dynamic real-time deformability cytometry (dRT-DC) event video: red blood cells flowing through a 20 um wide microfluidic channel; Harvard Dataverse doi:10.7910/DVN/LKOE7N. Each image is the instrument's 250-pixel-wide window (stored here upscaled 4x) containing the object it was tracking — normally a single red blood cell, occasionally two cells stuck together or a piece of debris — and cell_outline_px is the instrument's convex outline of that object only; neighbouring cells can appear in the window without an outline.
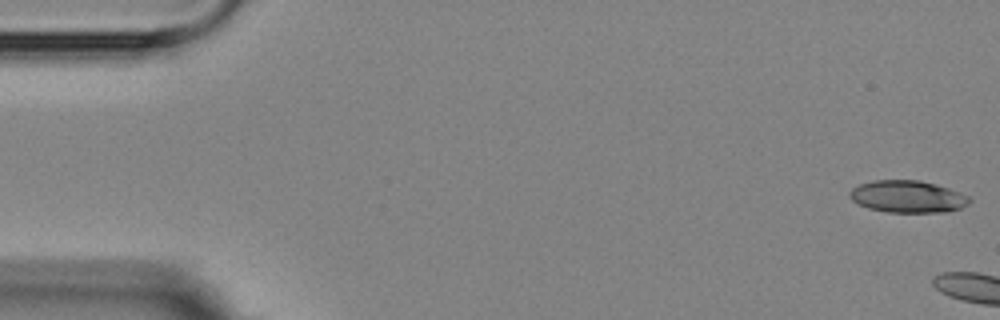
{"species": "Egyptian fruit bat (a non-hibernating species)", "species_latin": "Rousettus aegyptiacus", "temperature_condition": "room temperature", "stored_images_in_passage": 13, "segment_of_instrument_passage": [1, 2], "camera_frame_rate_fps": 3000, "um_per_image_px": 0.085, "animal": {"sex": "female"}, "frame": {"image": 1, "passage_image": 1, "time_ms": 0.0, "image_size_px": [1000, 320], "cell_outline_px": [[972, 200], [968, 204], [960, 208], [944, 212], [888, 212], [868, 208], [852, 200], [848, 196], [848, 192], [852, 188], [860, 184], [872, 180], [920, 180], [936, 184], [948, 188], [968, 196]], "centroid_in_image_um": [77.13, 16.7], "position_along_channel_um": 7.9, "area_um2": 22.37}}
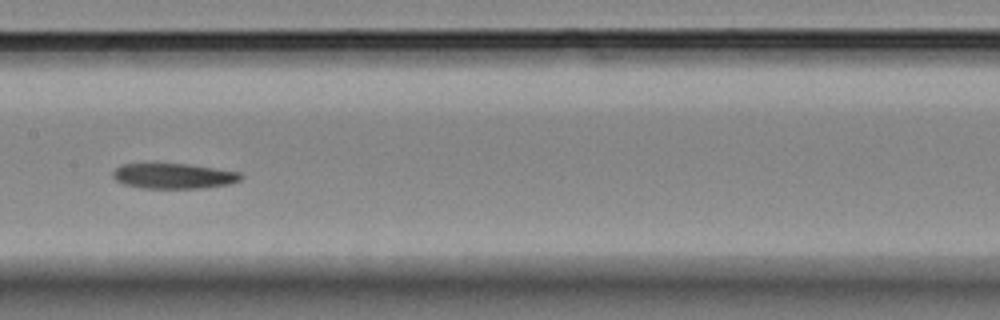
{"frame": {"image": 2, "passage_image": 9, "time_ms": 10.0, "image_size_px": [1000, 320], "cell_outline_px": [[244, 176], [240, 180], [228, 184], [200, 188], [140, 188], [124, 184], [116, 180], [112, 176], [112, 172], [120, 164], [188, 164], [240, 172]], "centroid_in_image_um": [14.74, 14.96], "position_along_channel_um": 192.7, "area_um2": 18.79}}
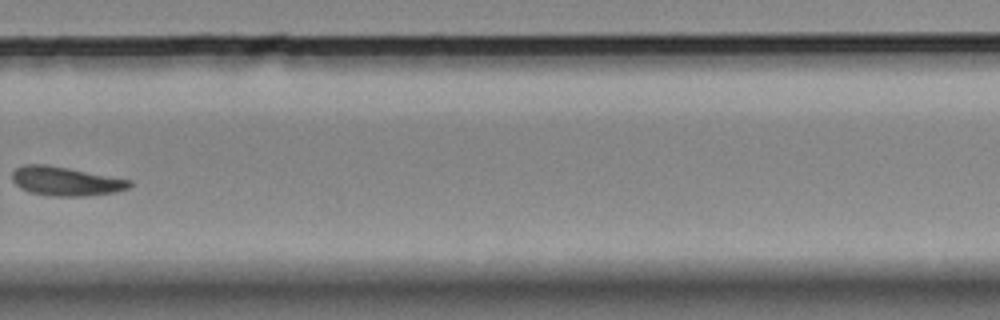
{"frame": {"image": 3, "passage_image": 12, "time_ms": 13.667, "image_size_px": [1000, 320], "cell_outline_px": [[132, 184], [128, 188], [116, 192], [88, 196], [48, 196], [28, 192], [20, 188], [12, 180], [12, 172], [16, 168], [24, 164], [48, 164], [132, 180]], "centroid_in_image_um": [5.57, 15.4], "position_along_channel_um": 324.2, "area_um2": 20.06}}